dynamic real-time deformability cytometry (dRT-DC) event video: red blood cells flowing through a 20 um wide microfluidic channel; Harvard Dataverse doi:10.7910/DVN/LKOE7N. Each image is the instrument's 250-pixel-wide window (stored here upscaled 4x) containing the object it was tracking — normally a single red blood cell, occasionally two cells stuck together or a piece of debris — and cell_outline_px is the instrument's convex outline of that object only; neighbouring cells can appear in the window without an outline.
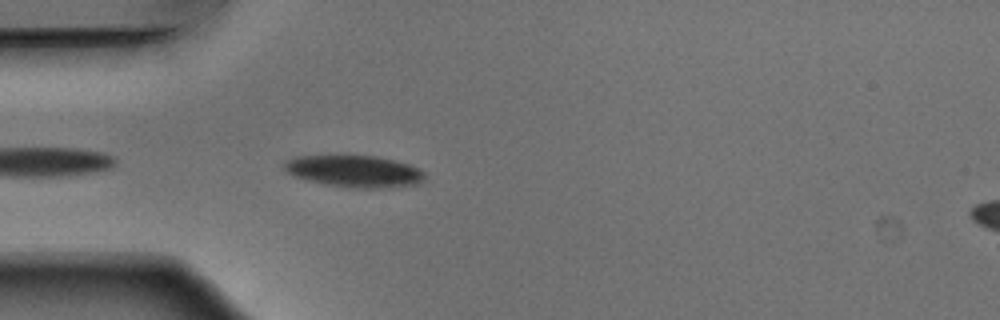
{"species": "Egyptian fruit bat (a non-hibernating species)", "species_latin": "Rousettus aegyptiacus", "temperature_condition": "warm", "stored_images_in_passage": 22, "camera_frame_rate_fps": 3000, "um_per_image_px": 0.085, "animal": {"sex": "male"}, "frame": {"image": 1, "passage_image": 2, "time_ms": 0.333, "image_size_px": [1000, 320], "cell_outline_px": [[424, 180], [416, 184], [388, 188], [348, 188], [324, 184], [292, 176], [284, 168], [284, 160], [296, 156], [376, 156], [412, 164], [424, 172]], "centroid_in_image_um": [30.13, 14.56], "position_along_channel_um": 54.9, "area_um2": 26.24}}
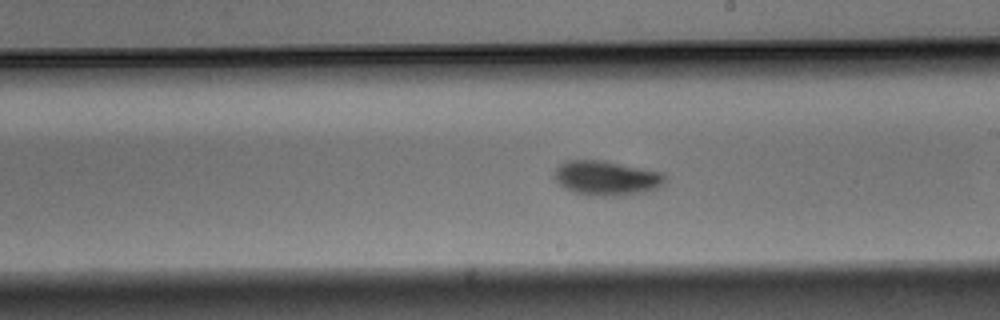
{"frame": {"image": 2, "passage_image": 11, "time_ms": 3.333, "image_size_px": [1000, 320], "cell_outline_px": [[668, 180], [664, 184], [648, 192], [620, 196], [588, 196], [564, 188], [552, 176], [556, 168], [564, 160], [604, 160], [664, 172]], "centroid_in_image_um": [51.59, 15.13], "position_along_channel_um": 237.4, "area_um2": 22.89}}
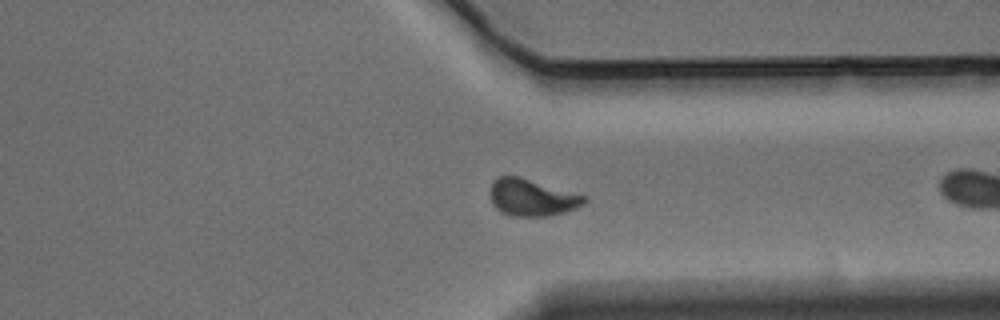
{"frame": {"image": 3, "passage_image": 21, "time_ms": 6.667, "image_size_px": [1000, 320], "cell_outline_px": [[588, 200], [584, 204], [576, 208], [564, 212], [548, 216], [516, 216], [504, 212], [496, 208], [492, 204], [488, 192], [492, 180], [496, 176], [520, 176], [588, 196]], "centroid_in_image_um": [45.21, 16.76], "position_along_channel_um": 366.2, "area_um2": 20.58}}